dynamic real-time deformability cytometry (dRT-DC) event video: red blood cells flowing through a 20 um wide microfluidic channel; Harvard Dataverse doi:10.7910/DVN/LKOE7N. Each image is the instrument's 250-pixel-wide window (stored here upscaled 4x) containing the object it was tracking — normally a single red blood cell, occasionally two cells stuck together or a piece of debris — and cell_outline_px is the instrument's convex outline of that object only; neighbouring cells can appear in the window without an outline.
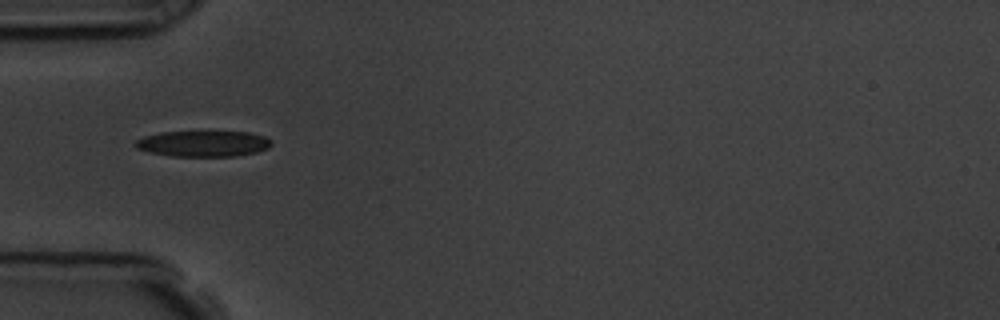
{"species": "common noctule bat (a hibernating species)", "species_latin": "Nyctalus noctula", "temperature_condition": "room temperature", "stored_images_in_passage": 39, "camera_frame_rate_fps": 3000, "um_per_image_px": 0.085, "animal": {"sex": "male", "body_mass_g": 19.5, "forearm_length_mm": 54.6}, "frame": {"image": 1, "passage_image": 1, "time_ms": 0.0, "image_size_px": [1000, 320], "cell_outline_px": [[272, 144], [268, 148], [256, 152], [236, 156], [172, 156], [148, 152], [136, 148], [132, 144], [136, 140], [144, 136], [160, 132], [248, 132], [264, 136], [272, 140]], "centroid_in_image_um": [17.25, 12.21], "position_along_channel_um": 67.7, "area_um2": 20.58}}
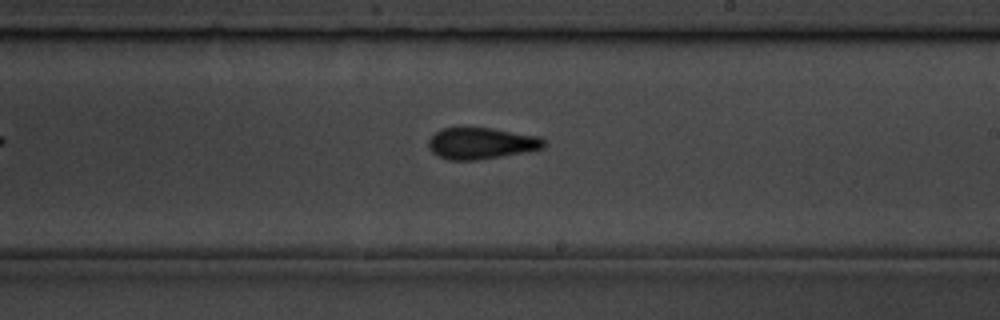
{"frame": {"image": 2, "passage_image": 16, "time_ms": 5.0, "image_size_px": [1000, 320], "cell_outline_px": [[544, 148], [528, 152], [476, 160], [448, 160], [432, 152], [428, 148], [428, 140], [436, 132], [444, 128], [492, 128], [540, 136], [544, 140]], "centroid_in_image_um": [40.93, 12.19], "position_along_channel_um": 248.1, "area_um2": 21.15}}
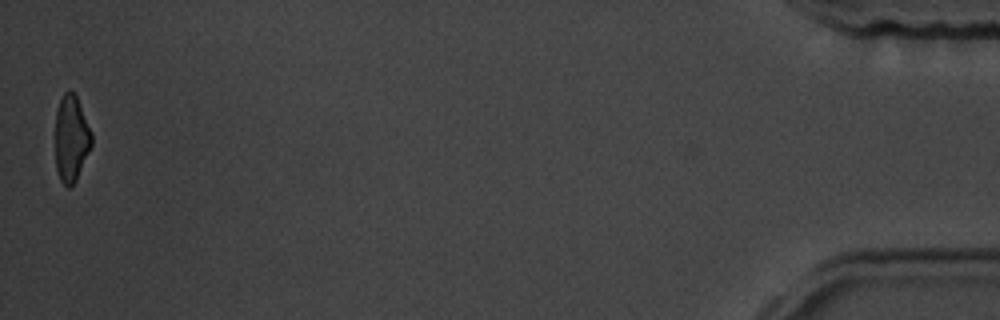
{"frame": {"image": 3, "passage_image": 39, "time_ms": 12.667, "image_size_px": [1000, 320], "cell_outline_px": [[92, 144], [76, 180], [68, 188], [60, 180], [56, 168], [56, 108], [64, 92], [68, 88], [76, 92], [92, 132]], "centroid_in_image_um": [6.06, 11.69], "position_along_channel_um": 429.1, "area_um2": 18.5}, "authors_computed_cell_mechanics": {"area_um2": 20.808, "velocity_mm_per_s": 3.6094, "shape_relaxation_time_tau1_ms": 4.4619, "shape_relaxation_time_tau2_ms": 1.8824, "deformation_change_tau1": 0.1689, "deformation_change_tau2": 0.1015}}